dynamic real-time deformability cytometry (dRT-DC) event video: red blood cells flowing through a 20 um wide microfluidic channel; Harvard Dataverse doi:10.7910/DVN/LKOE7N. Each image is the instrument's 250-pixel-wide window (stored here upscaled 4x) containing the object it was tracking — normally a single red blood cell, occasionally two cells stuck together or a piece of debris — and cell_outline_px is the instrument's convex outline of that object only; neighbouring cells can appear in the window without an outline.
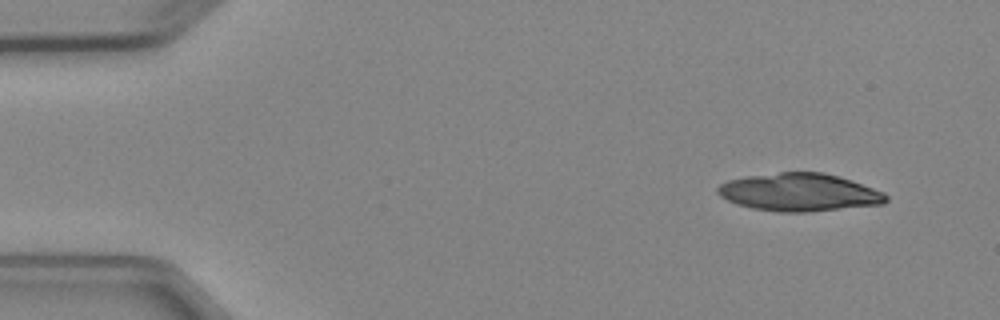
{"species": "Egyptian fruit bat (a non-hibernating species)", "species_latin": "Rousettus aegyptiacus", "temperature_condition": "cold", "stored_images_in_passage": 4, "camera_frame_rate_fps": 3000, "um_per_image_px": 0.085, "animal": {"sex": "female"}, "frame": {"image": 1, "passage_image": 1, "time_ms": 0.0, "image_size_px": [1000, 320], "cell_outline_px": [[888, 200], [884, 204], [808, 212], [780, 212], [752, 208], [736, 204], [720, 196], [716, 192], [716, 188], [720, 184], [728, 180], [748, 176], [780, 172], [824, 172], [840, 176], [852, 180], [884, 192], [888, 196]], "centroid_in_image_um": [67.96, 16.34], "position_along_channel_um": 17.0, "area_um2": 37.28}}